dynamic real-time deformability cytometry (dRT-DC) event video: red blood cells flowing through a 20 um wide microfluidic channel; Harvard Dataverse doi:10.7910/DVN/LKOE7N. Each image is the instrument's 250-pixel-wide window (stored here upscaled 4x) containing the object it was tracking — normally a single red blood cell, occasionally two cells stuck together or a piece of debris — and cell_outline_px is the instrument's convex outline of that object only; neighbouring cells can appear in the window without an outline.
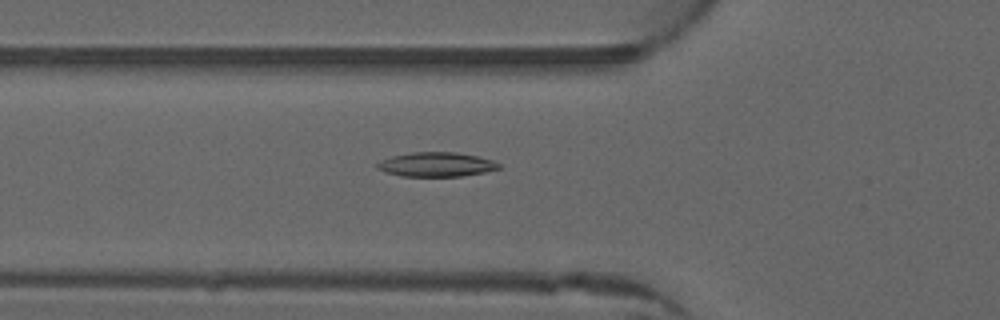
{"species": "common noctule bat (a hibernating species)", "species_latin": "Nyctalus noctula", "temperature_condition": "warm", "stored_images_in_passage": 39, "camera_frame_rate_fps": 3000, "um_per_image_px": 0.085, "animal": {"sex": "male", "forearm_length_mm": 52.5}, "frame": {"image": 1, "passage_image": 6, "time_ms": 1.667, "image_size_px": [1000, 320], "cell_outline_px": [[500, 168], [484, 172], [460, 176], [400, 176], [384, 172], [376, 168], [376, 164], [380, 160], [392, 156], [412, 152], [456, 152], [476, 156], [492, 160], [500, 164]], "centroid_in_image_um": [37.04, 13.98], "position_along_channel_um": 88.8, "area_um2": 17.22}}
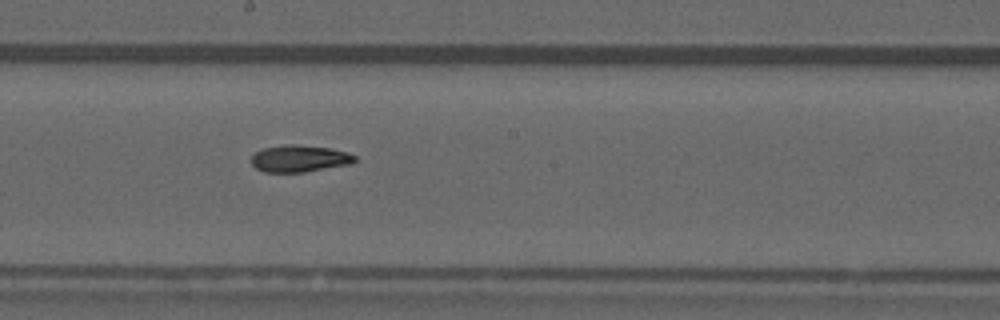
{"frame": {"image": 2, "passage_image": 16, "time_ms": 5.0, "image_size_px": [1000, 320], "cell_outline_px": [[356, 160], [352, 164], [304, 172], [264, 172], [256, 168], [252, 164], [252, 156], [256, 152], [264, 148], [284, 144], [296, 144], [332, 148], [348, 152], [356, 156]], "centroid_in_image_um": [25.49, 13.47], "position_along_channel_um": 222.7, "area_um2": 16.36}}
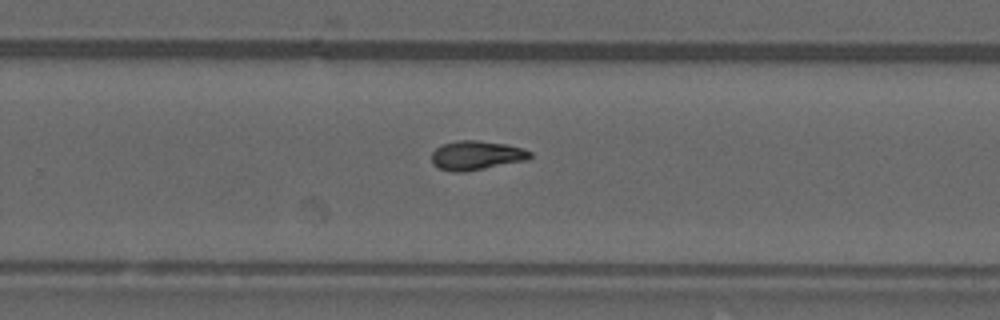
{"frame": {"image": 3, "passage_image": 21, "time_ms": 6.667, "image_size_px": [1000, 320], "cell_outline_px": [[532, 156], [528, 160], [464, 172], [452, 172], [440, 168], [432, 164], [432, 152], [440, 144], [456, 140], [480, 140], [508, 144], [532, 152]], "centroid_in_image_um": [40.48, 13.19], "position_along_channel_um": 289.3, "area_um2": 16.94}, "authors_computed_cell_mechanics": {"area_um2": 16.0106, "velocity_mm_per_s": 4.0173, "shape_relaxation_time_tau1_ms": null, "shape_relaxation_time_tau2_ms": 9.3968, "deformation_change_tau1": null, "deformation_change_tau2": 0.1739}}